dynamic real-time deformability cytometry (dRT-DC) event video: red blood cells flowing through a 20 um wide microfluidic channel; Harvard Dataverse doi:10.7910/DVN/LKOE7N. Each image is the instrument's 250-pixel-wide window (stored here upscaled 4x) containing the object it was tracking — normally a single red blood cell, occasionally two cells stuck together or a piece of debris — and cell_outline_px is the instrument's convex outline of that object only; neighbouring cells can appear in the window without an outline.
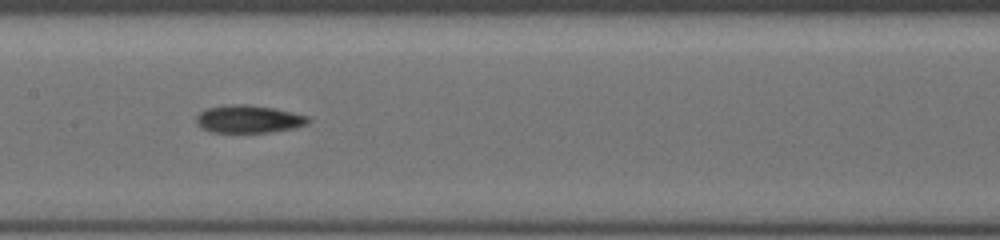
{"species": "common noctule bat (a hibernating species)", "species_latin": "Nyctalus noctula", "temperature_condition": "cold", "stored_images_in_passage": 34, "camera_frame_rate_fps": 3000, "um_per_image_px": 0.085, "animal": {"sex": "female", "body_mass_g": 19.5, "forearm_length_mm": 54.1}, "frame": {"image": 1, "passage_image": 10, "time_ms": 3.0, "image_size_px": [1000, 240], "cell_outline_px": [[312, 120], [308, 124], [292, 128], [268, 132], [212, 132], [200, 128], [196, 124], [196, 116], [200, 112], [208, 108], [232, 104], [248, 104], [276, 108], [308, 116]], "centroid_in_image_um": [21.14, 10.11], "position_along_channel_um": 186.3, "area_um2": 18.15}}
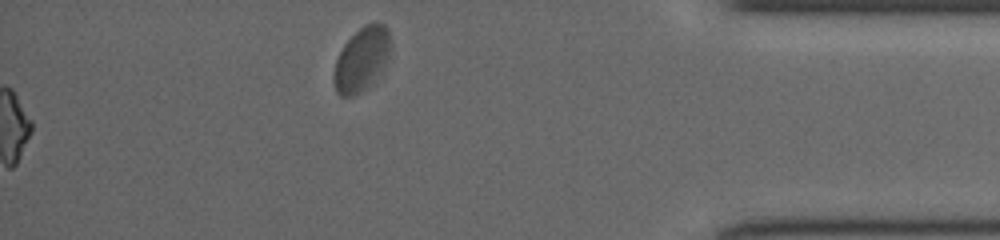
{"frame": {"image": 2, "passage_image": 34, "time_ms": 11.0, "image_size_px": [1000, 240], "cell_outline_px": [[392, 48], [384, 68], [364, 88], [352, 96], [340, 96], [336, 92], [332, 80], [332, 72], [336, 60], [344, 44], [364, 24], [376, 20], [384, 24], [388, 28], [392, 44]], "centroid_in_image_um": [30.75, 4.98], "position_along_channel_um": 404.4, "area_um2": 21.33}}